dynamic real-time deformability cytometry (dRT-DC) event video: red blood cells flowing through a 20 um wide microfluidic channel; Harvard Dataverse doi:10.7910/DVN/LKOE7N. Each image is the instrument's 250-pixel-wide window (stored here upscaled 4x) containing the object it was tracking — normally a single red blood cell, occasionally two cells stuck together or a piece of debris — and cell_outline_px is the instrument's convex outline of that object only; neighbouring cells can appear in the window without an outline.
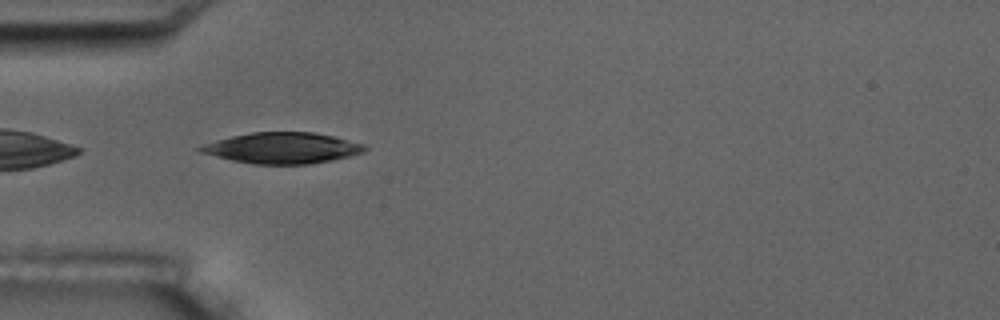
{"species": "common noctule bat (a hibernating species)", "species_latin": "Nyctalus noctula", "temperature_condition": "room temperature", "stored_images_in_passage": 7, "camera_frame_rate_fps": 3000, "um_per_image_px": 0.085, "animal": {"sex": "male", "body_mass_g": 17.5, "forearm_length_mm": 52.3}, "frame": {"image": 1, "passage_image": 4, "time_ms": 3.333, "image_size_px": [1000, 320], "cell_outline_px": [[368, 148], [364, 152], [332, 160], [308, 164], [252, 164], [232, 160], [200, 152], [196, 148], [204, 144], [216, 140], [232, 136], [252, 132], [312, 132], [332, 136], [364, 144]], "centroid_in_image_um": [23.99, 12.58], "position_along_channel_um": 61.0, "area_um2": 29.42}}
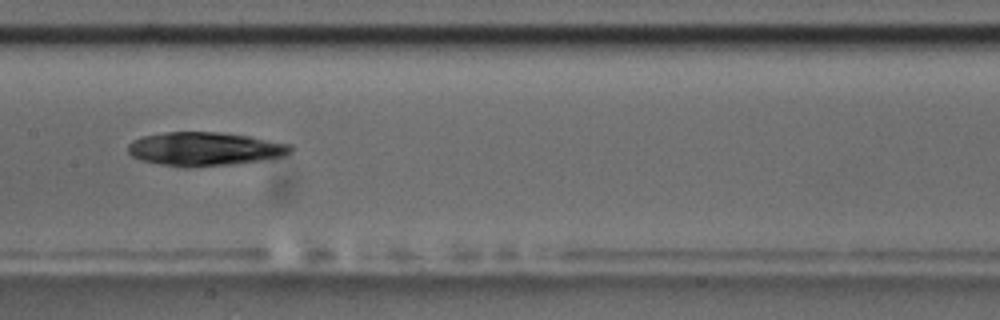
{"frame": {"image": 2, "passage_image": 7, "time_ms": 7.0, "image_size_px": [1000, 320], "cell_outline_px": [[292, 152], [284, 156], [264, 160], [232, 164], [188, 168], [184, 168], [160, 164], [140, 160], [132, 156], [128, 152], [128, 144], [132, 140], [144, 136], [168, 132], [224, 132], [248, 136], [292, 144]], "centroid_in_image_um": [17.41, 12.67], "position_along_channel_um": 190.0, "area_um2": 32.14}}